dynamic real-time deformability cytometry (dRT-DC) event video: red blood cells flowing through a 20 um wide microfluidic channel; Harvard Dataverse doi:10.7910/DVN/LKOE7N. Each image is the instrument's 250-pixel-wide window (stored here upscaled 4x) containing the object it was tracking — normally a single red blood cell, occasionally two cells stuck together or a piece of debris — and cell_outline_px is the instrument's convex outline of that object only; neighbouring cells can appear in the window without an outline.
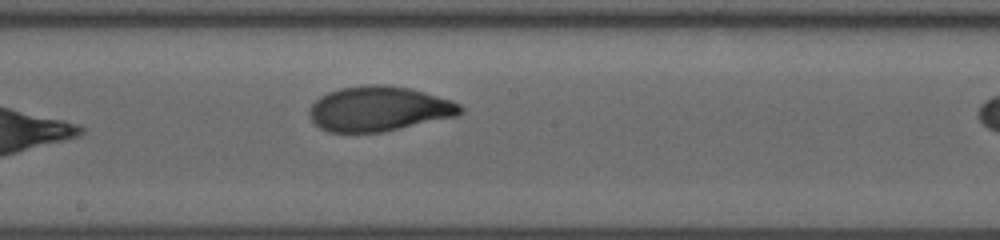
{"species": "human", "species_latin": "Homo sapiens", "temperature_condition": "room temperature", "stored_images_in_passage": 11, "camera_frame_rate_fps": 3000, "um_per_image_px": 0.085, "donor": {"sex": "male"}, "frame": {"image": 1, "passage_image": 11, "time_ms": 3.333, "image_size_px": [1000, 240], "cell_outline_px": [[464, 112], [456, 116], [384, 132], [328, 132], [320, 128], [308, 116], [308, 108], [320, 96], [328, 92], [340, 88], [368, 84], [384, 84], [408, 88], [424, 92], [452, 100], [460, 104], [464, 108]], "centroid_in_image_um": [32.2, 9.25], "position_along_channel_um": 216.0, "area_um2": 39.71}}